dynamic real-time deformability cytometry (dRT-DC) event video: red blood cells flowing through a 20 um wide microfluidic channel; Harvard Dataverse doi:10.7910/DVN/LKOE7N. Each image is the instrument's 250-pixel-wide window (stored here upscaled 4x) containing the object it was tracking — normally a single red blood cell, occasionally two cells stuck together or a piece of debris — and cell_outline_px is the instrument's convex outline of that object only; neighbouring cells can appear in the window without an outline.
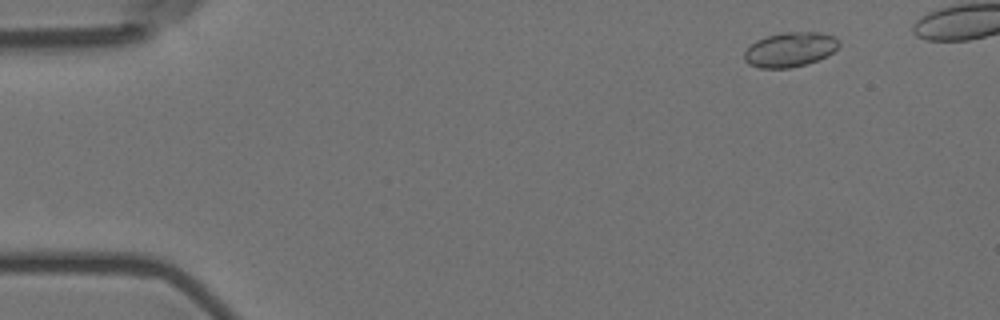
{"species": "Egyptian fruit bat (a non-hibernating species)", "species_latin": "Rousettus aegyptiacus", "temperature_condition": "room temperature", "stored_images_in_passage": 47, "camera_frame_rate_fps": 3000, "um_per_image_px": 0.085, "animal": {"sex": "female"}, "frame": {"image": 1, "passage_image": 2, "time_ms": 0.333, "image_size_px": [1000, 320], "cell_outline_px": [[840, 44], [828, 56], [808, 64], [788, 68], [760, 68], [748, 64], [744, 60], [744, 52], [756, 40], [764, 36], [780, 32], [820, 32], [836, 36], [840, 40]], "centroid_in_image_um": [67.17, 4.2], "position_along_channel_um": 17.8, "area_um2": 19.42}}
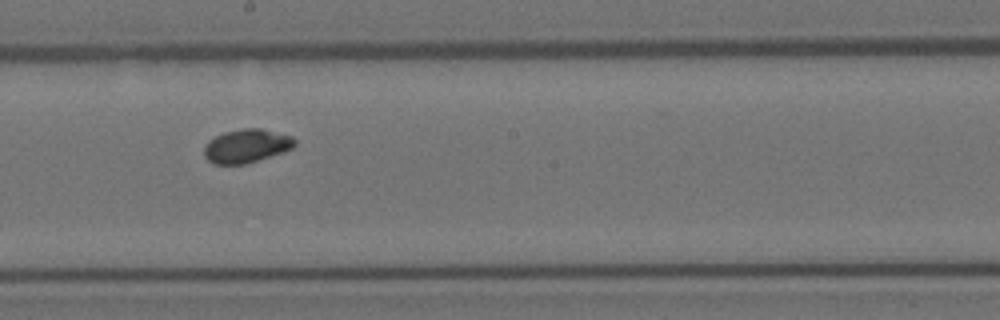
{"frame": {"image": 2, "passage_image": 28, "time_ms": 9.0, "image_size_px": [1000, 320], "cell_outline_px": [[296, 144], [292, 148], [284, 152], [244, 164], [212, 164], [204, 156], [204, 144], [208, 140], [224, 132], [244, 128], [260, 128], [292, 136], [296, 140]], "centroid_in_image_um": [20.94, 12.4], "position_along_channel_um": 227.3, "area_um2": 17.8}}
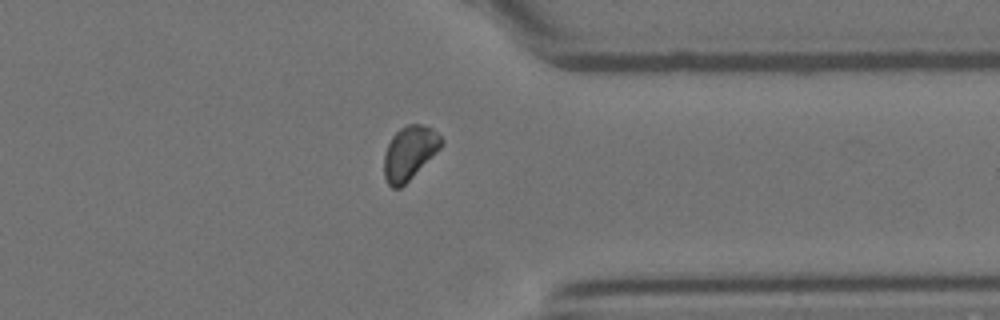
{"frame": {"image": 3, "passage_image": 41, "time_ms": 13.333, "image_size_px": [1000, 320], "cell_outline_px": [[444, 144], [400, 188], [392, 188], [388, 184], [384, 176], [384, 152], [392, 136], [400, 128], [408, 124], [420, 124], [432, 128], [444, 140]], "centroid_in_image_um": [34.79, 12.97], "position_along_channel_um": 376.6, "area_um2": 17.69}}